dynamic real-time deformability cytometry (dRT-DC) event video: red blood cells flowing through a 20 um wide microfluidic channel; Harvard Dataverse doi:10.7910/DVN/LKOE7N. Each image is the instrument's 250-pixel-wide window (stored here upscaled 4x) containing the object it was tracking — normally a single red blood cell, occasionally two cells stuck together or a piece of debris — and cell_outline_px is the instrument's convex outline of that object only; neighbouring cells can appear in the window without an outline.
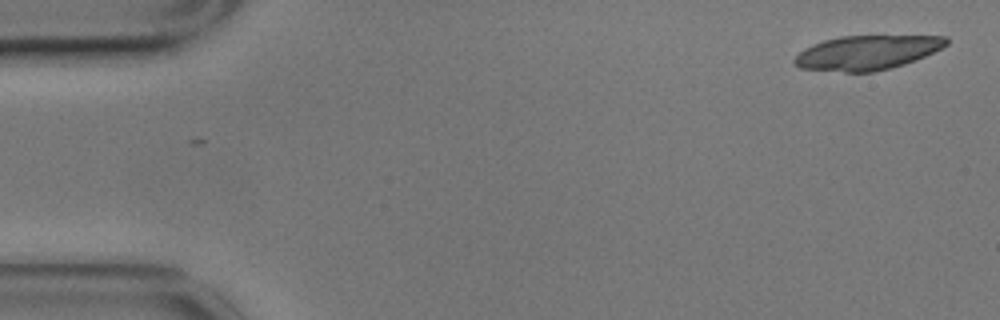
{"species": "common noctule bat (a hibernating species)", "species_latin": "Nyctalus noctula", "temperature_condition": "cold", "stored_images_in_passage": 2, "camera_frame_rate_fps": 3000, "um_per_image_px": 0.085, "animal": {"sex": "male", "body_mass_g": 17.9}, "frame": {"image": 1, "passage_image": 1, "time_ms": 0.0, "image_size_px": [1000, 320], "cell_outline_px": [[948, 44], [916, 60], [904, 64], [872, 72], [844, 72], [800, 68], [792, 64], [792, 60], [804, 48], [812, 44], [824, 40], [840, 36], [948, 36]], "centroid_in_image_um": [73.65, 4.47], "position_along_channel_um": 11.3, "area_um2": 30.29}}